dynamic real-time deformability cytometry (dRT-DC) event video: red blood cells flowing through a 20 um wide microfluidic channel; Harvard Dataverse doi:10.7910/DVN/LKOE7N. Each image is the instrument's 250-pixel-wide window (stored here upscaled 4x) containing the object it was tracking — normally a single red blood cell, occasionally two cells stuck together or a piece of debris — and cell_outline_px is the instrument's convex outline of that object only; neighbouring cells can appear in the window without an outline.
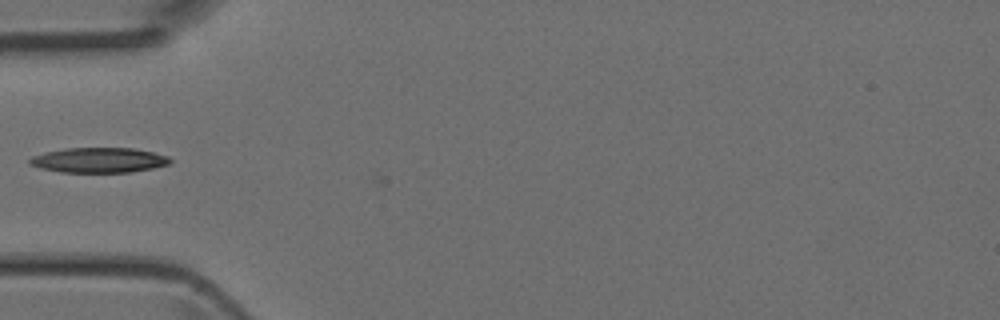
{"species": "Egyptian fruit bat (a non-hibernating species)", "species_latin": "Rousettus aegyptiacus", "temperature_condition": "room temperature", "stored_images_in_passage": 5, "camera_frame_rate_fps": 3000, "um_per_image_px": 0.085, "animal": {"sex": "female"}, "frame": {"image": 1, "passage_image": 5, "time_ms": 1.333, "image_size_px": [1000, 320], "cell_outline_px": [[172, 160], [168, 164], [152, 168], [128, 172], [60, 172], [40, 168], [28, 164], [28, 160], [32, 156], [44, 152], [68, 148], [132, 148], [152, 152], [168, 156]], "centroid_in_image_um": [8.36, 13.61], "position_along_channel_um": 76.6, "area_um2": 20.4}}